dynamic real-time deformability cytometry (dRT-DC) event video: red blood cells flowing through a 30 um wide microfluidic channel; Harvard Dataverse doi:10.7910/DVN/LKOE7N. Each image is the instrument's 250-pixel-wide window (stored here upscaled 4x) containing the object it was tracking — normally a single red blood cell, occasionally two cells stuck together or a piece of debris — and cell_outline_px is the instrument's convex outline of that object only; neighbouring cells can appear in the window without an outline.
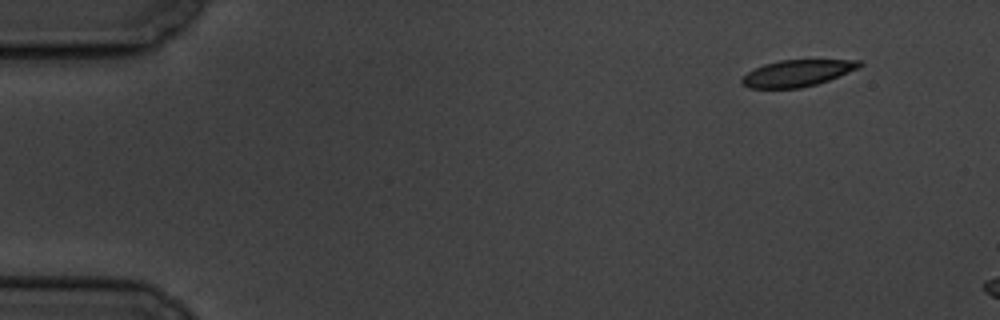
{"species": "common noctule bat (a hibernating species)", "species_latin": "Nyctalus noctula", "temperature_condition": "cold", "stored_images_in_passage": 3, "camera_frame_rate_fps": 3000, "um_per_image_px": 0.085, "animal": {"sex": "male", "body_mass_g": 19.5, "forearm_length_mm": 54.6}, "frame": {"image": 1, "passage_image": 1, "time_ms": 0.0, "image_size_px": [1000, 320], "cell_outline_px": [[864, 64], [860, 68], [828, 80], [816, 84], [800, 88], [748, 88], [740, 80], [748, 72], [764, 64], [780, 60], [860, 60]], "centroid_in_image_um": [67.8, 6.21], "position_along_channel_um": 17.2, "area_um2": 18.09}}